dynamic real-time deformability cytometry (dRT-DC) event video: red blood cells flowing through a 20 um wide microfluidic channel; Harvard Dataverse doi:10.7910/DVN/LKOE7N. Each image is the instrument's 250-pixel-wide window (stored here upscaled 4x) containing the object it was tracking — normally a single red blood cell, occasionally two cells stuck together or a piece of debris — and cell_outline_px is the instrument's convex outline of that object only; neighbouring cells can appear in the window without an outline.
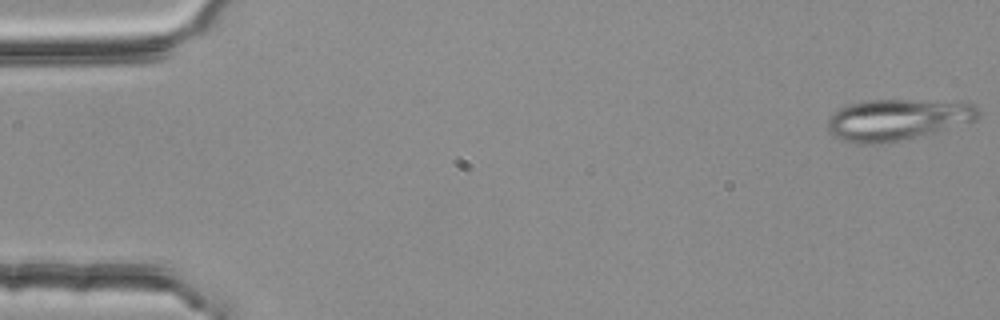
{"species": "common noctule bat (a hibernating species)", "species_latin": "Nyctalus noctula", "temperature_condition": "room temperature", "stored_images_in_passage": 54, "segment_of_instrument_passage": [1, 2], "camera_frame_rate_fps": 3000, "um_per_image_px": 0.085, "animal": {"sex": "female", "body_mass_g": 25.1}, "frame": {"image": 1, "passage_image": 1, "time_ms": 0.0, "image_size_px": [1000, 320], "cell_outline_px": [[980, 116], [976, 120], [888, 144], [852, 144], [840, 140], [828, 128], [828, 120], [840, 108], [852, 104], [868, 100], [964, 100], [976, 104], [980, 108]], "centroid_in_image_um": [76.36, 10.16], "position_along_channel_um": 8.6, "area_um2": 36.59}}